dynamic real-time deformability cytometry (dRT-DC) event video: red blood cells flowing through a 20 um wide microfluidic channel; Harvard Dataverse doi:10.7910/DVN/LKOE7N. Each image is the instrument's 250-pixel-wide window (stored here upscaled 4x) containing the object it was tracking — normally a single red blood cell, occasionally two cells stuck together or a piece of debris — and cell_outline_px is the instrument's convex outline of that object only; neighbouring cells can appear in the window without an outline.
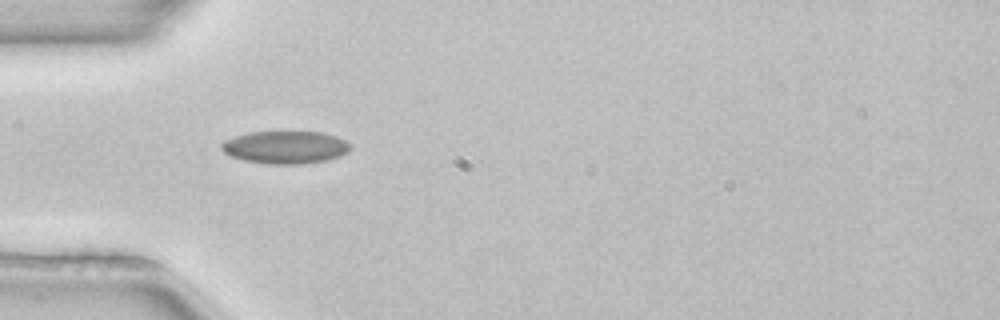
{"species": "common noctule bat (a hibernating species)", "species_latin": "Nyctalus noctula", "temperature_condition": "room temperature", "stored_images_in_passage": 5, "camera_frame_rate_fps": 3000, "um_per_image_px": 0.085, "animal": {"sex": "female", "body_mass_g": 22.7, "forearm_length_mm": 54.2}, "frame": {"image": 1, "passage_image": 4, "time_ms": 1.0, "image_size_px": [1000, 320], "cell_outline_px": [[348, 152], [340, 156], [328, 160], [304, 164], [268, 164], [244, 160], [228, 156], [220, 148], [220, 144], [224, 140], [248, 132], [324, 132], [336, 136], [344, 140], [348, 144]], "centroid_in_image_um": [24.21, 12.52], "position_along_channel_um": 60.8, "area_um2": 24.62}}